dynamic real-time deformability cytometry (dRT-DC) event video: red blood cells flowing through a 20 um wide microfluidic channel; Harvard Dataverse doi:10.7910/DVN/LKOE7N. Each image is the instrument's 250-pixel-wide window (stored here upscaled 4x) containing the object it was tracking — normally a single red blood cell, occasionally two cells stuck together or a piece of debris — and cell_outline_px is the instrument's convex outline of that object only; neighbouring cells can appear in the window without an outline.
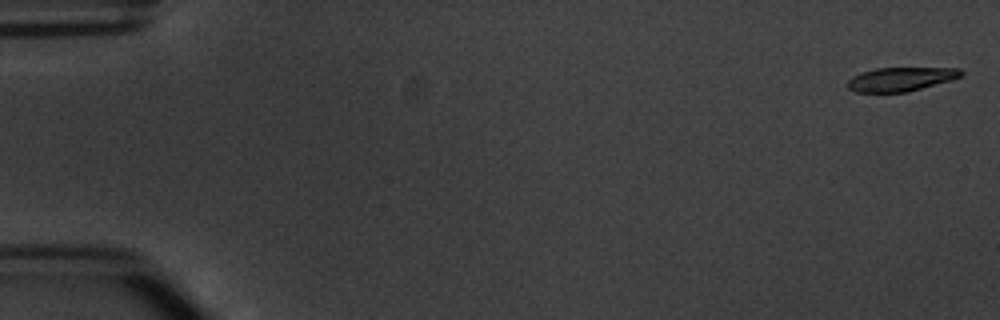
{"species": "common noctule bat (a hibernating species)", "species_latin": "Nyctalus noctula", "temperature_condition": "warm", "stored_images_in_passage": 6, "camera_frame_rate_fps": 3000, "um_per_image_px": 0.085, "animal": {"sex": "male", "body_mass_g": 20.1, "forearm_length_mm": 53.5}, "frame": {"image": 1, "passage_image": 1, "time_ms": 0.0, "image_size_px": [1000, 320], "cell_outline_px": [[964, 72], [960, 76], [952, 80], [908, 92], [856, 92], [848, 88], [848, 80], [852, 76], [860, 72], [876, 68], [960, 68]], "centroid_in_image_um": [76.56, 6.73], "position_along_channel_um": 8.4, "area_um2": 15.84}}
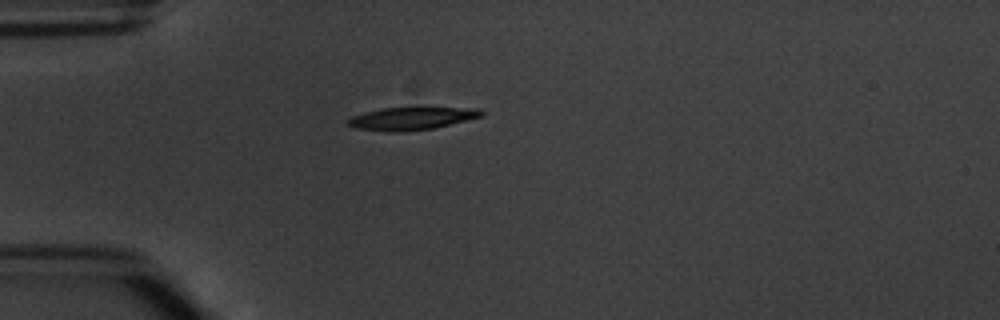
{"frame": {"image": 2, "passage_image": 5, "time_ms": 4.667, "image_size_px": [1000, 320], "cell_outline_px": [[484, 116], [432, 128], [396, 132], [388, 132], [356, 128], [348, 124], [348, 120], [352, 116], [364, 112], [384, 108], [480, 108], [484, 112]], "centroid_in_image_um": [34.99, 10.07], "position_along_channel_um": 50.0, "area_um2": 17.34}}